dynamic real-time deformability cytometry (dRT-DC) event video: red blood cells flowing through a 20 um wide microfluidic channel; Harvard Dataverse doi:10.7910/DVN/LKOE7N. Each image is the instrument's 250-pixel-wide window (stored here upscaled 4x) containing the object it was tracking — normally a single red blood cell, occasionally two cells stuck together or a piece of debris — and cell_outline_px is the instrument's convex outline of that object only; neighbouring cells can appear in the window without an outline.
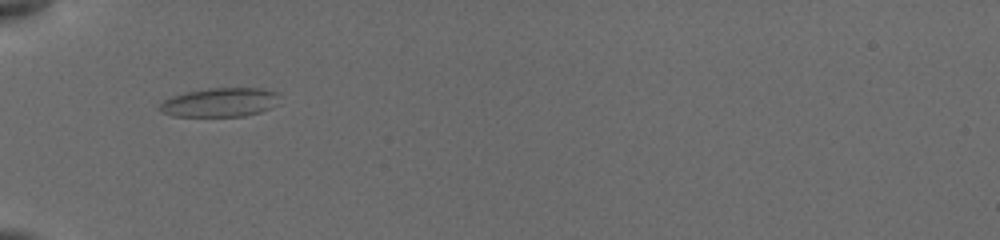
{"species": "common noctule bat (a hibernating species)", "species_latin": "Nyctalus noctula", "temperature_condition": "cold", "stored_images_in_passage": 3, "camera_frame_rate_fps": 3000, "um_per_image_px": 0.085, "animal": {"sex": "female", "body_mass_g": 19.5, "forearm_length_mm": 54.1}, "frame": {"image": 1, "passage_image": 2, "time_ms": 0.667, "image_size_px": [1000, 240], "cell_outline_px": [[280, 104], [260, 112], [244, 116], [172, 116], [160, 112], [156, 108], [164, 100], [172, 96], [188, 92], [208, 88], [260, 88], [276, 92]], "centroid_in_image_um": [18.68, 8.71], "position_along_channel_um": 66.3, "area_um2": 20.35}}
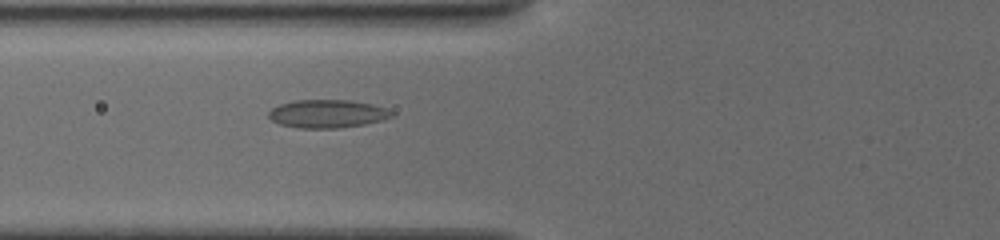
{"frame": {"image": 2, "passage_image": 3, "time_ms": 1.667, "image_size_px": [1000, 240], "cell_outline_px": [[396, 116], [384, 120], [364, 124], [340, 128], [300, 128], [280, 124], [272, 120], [268, 116], [268, 112], [272, 108], [280, 104], [292, 100], [352, 100], [372, 104], [388, 108]], "centroid_in_image_um": [27.86, 9.66], "position_along_channel_um": 97.9, "area_um2": 20.4}}